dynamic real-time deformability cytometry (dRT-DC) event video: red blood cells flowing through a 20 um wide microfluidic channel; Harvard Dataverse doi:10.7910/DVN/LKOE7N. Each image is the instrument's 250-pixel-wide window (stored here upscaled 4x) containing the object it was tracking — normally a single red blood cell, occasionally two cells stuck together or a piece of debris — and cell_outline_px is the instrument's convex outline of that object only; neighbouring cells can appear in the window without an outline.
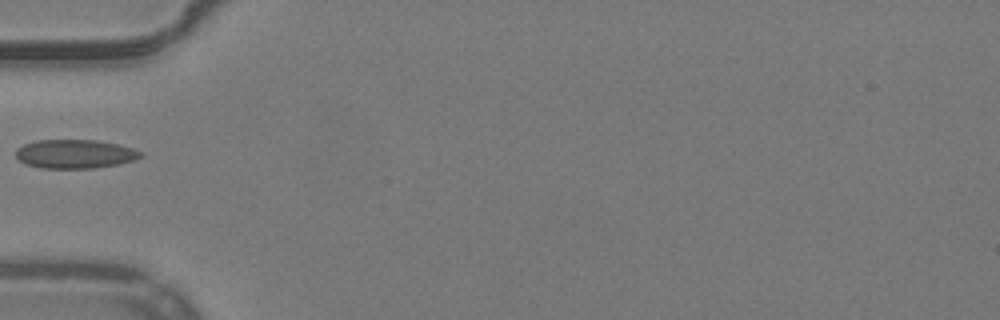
{"species": "common noctule bat (a hibernating species)", "species_latin": "Nyctalus noctula", "temperature_condition": "warm", "stored_images_in_passage": 32, "camera_frame_rate_fps": 3000, "um_per_image_px": 0.085, "animal": {"sex": "male", "body_mass_g": 19.2, "forearm_length_mm": 51.8}, "frame": {"image": 1, "passage_image": 1, "time_ms": 0.0, "image_size_px": [1000, 320], "cell_outline_px": [[144, 156], [120, 164], [92, 168], [40, 168], [24, 164], [16, 156], [16, 148], [24, 144], [36, 140], [96, 140], [116, 144], [132, 148], [144, 152]], "centroid_in_image_um": [6.36, 13.09], "position_along_channel_um": 78.6, "area_um2": 21.04}}
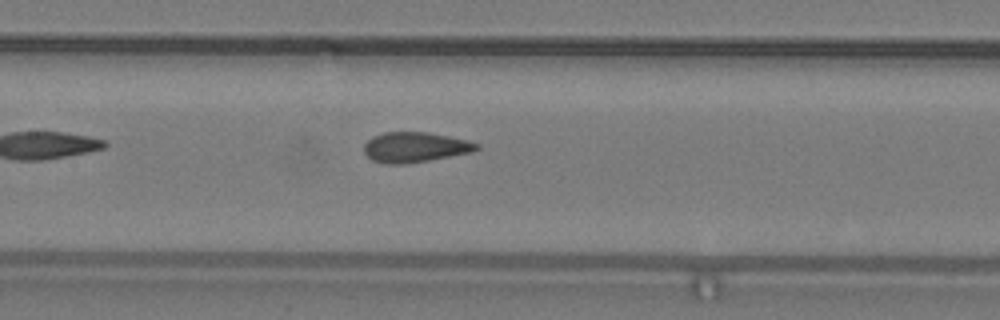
{"frame": {"image": 2, "passage_image": 8, "time_ms": 2.333, "image_size_px": [1000, 320], "cell_outline_px": [[480, 148], [472, 152], [428, 160], [404, 164], [384, 164], [372, 160], [364, 152], [364, 144], [372, 136], [384, 132], [428, 132], [468, 140], [480, 144]], "centroid_in_image_um": [35.27, 12.51], "position_along_channel_um": 172.1, "area_um2": 19.83}}
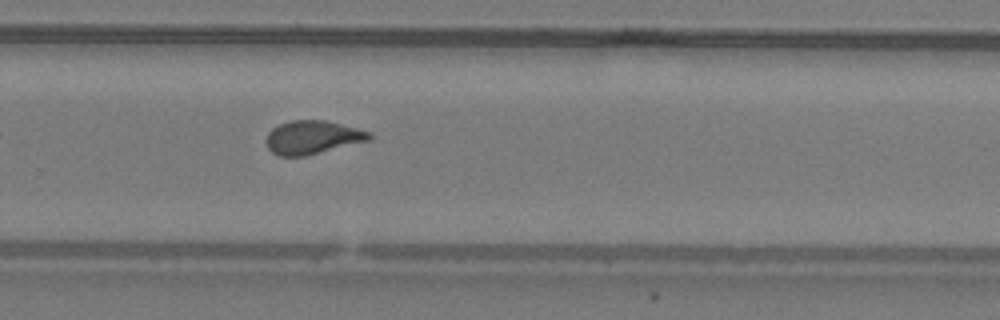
{"frame": {"image": 3, "passage_image": 18, "time_ms": 5.667, "image_size_px": [1000, 320], "cell_outline_px": [[372, 140], [304, 156], [280, 156], [272, 152], [268, 148], [264, 140], [268, 132], [272, 128], [280, 124], [292, 120], [324, 120], [372, 132]], "centroid_in_image_um": [26.56, 11.68], "position_along_channel_um": 303.2, "area_um2": 20.17}}